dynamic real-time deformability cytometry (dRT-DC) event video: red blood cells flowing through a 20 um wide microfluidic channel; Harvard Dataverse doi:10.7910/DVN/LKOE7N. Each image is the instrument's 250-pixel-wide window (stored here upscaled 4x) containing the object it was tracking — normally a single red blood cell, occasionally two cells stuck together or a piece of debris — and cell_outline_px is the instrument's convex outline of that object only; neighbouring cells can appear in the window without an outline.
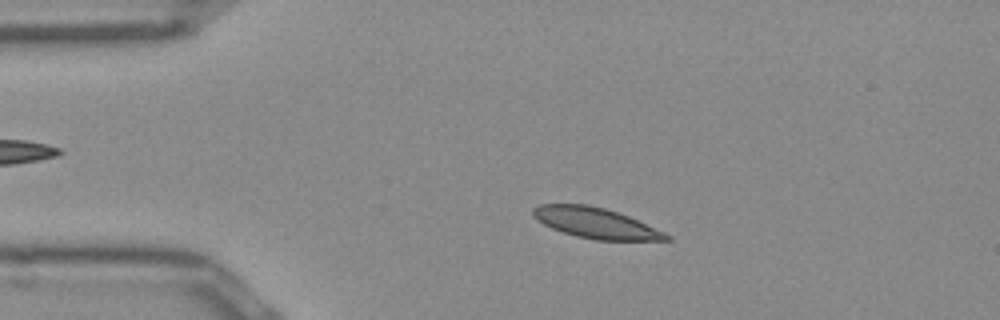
{"species": "Egyptian fruit bat (a non-hibernating species)", "species_latin": "Rousettus aegyptiacus", "temperature_condition": "room temperature", "stored_images_in_passage": 49, "camera_frame_rate_fps": 3000, "um_per_image_px": 0.085, "frame": {"image": 1, "passage_image": 8, "time_ms": 2.333, "image_size_px": [1000, 320], "cell_outline_px": [[672, 240], [596, 240], [576, 236], [552, 228], [536, 220], [532, 216], [532, 208], [540, 204], [588, 204], [604, 208], [628, 216], [664, 232], [672, 236]], "centroid_in_image_um": [50.6, 18.95], "position_along_channel_um": 34.4, "area_um2": 23.58}}
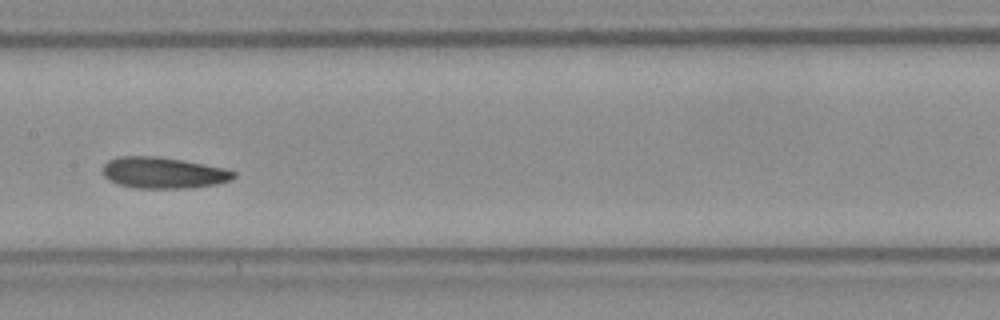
{"frame": {"image": 2, "passage_image": 23, "time_ms": 7.333, "image_size_px": [1000, 320], "cell_outline_px": [[236, 176], [232, 180], [216, 184], [192, 188], [136, 188], [120, 184], [108, 180], [104, 176], [104, 164], [108, 160], [120, 156], [156, 156], [180, 160], [224, 168], [236, 172]], "centroid_in_image_um": [13.89, 14.69], "position_along_channel_um": 193.5, "area_um2": 23.7}}
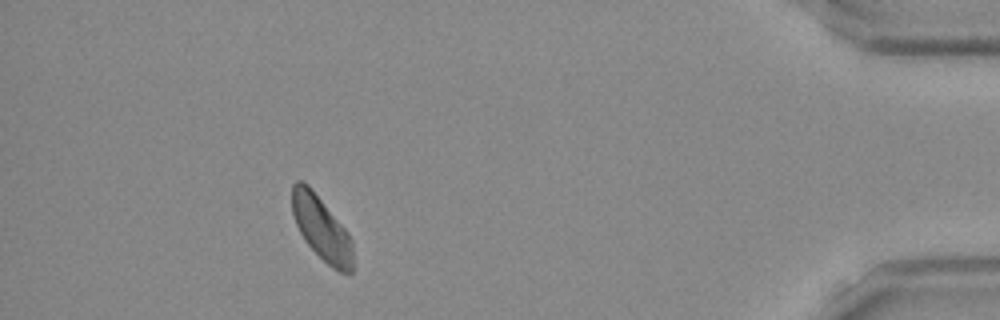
{"frame": {"image": 3, "passage_image": 44, "time_ms": 14.333, "image_size_px": [1000, 320], "cell_outline_px": [[352, 272], [340, 272], [332, 268], [304, 240], [296, 224], [292, 212], [292, 184], [296, 180], [300, 180], [308, 184], [348, 232], [352, 240]], "centroid_in_image_um": [27.31, 19.38], "position_along_channel_um": 407.9, "area_um2": 22.37}, "authors_computed_cell_mechanics": {"area_um2": 23.3512, "velocity_mm_per_s": 3.9026, "shape_relaxation_time_tau1_ms": 4.0917, "shape_relaxation_time_tau2_ms": 5.2713, "deformation_change_tau1": 0.0857, "deformation_change_tau2": 0.0894}}